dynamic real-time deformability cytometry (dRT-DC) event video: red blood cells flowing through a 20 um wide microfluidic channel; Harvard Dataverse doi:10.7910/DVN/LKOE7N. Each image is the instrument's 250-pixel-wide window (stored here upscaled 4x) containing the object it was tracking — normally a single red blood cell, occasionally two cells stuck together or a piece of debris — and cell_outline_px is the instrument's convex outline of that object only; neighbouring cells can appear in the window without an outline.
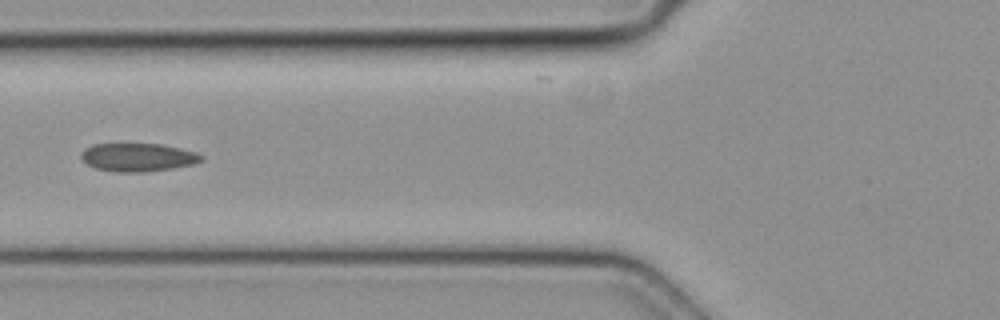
{"species": "common noctule bat (a hibernating species)", "species_latin": "Nyctalus noctula", "temperature_condition": "cold", "stored_images_in_passage": 5, "camera_frame_rate_fps": 3000, "um_per_image_px": 0.085, "animal": {"sex": "female", "body_mass_g": 19.3, "forearm_length_mm": 54.1}, "frame": {"image": 1, "passage_image": 5, "time_ms": 1.333, "image_size_px": [1000, 320], "cell_outline_px": [[204, 160], [192, 164], [172, 168], [144, 172], [116, 172], [96, 168], [88, 164], [80, 156], [80, 152], [84, 148], [92, 144], [160, 144], [192, 152], [204, 156]], "centroid_in_image_um": [11.67, 13.37], "position_along_channel_um": 114.1, "area_um2": 19.54}}